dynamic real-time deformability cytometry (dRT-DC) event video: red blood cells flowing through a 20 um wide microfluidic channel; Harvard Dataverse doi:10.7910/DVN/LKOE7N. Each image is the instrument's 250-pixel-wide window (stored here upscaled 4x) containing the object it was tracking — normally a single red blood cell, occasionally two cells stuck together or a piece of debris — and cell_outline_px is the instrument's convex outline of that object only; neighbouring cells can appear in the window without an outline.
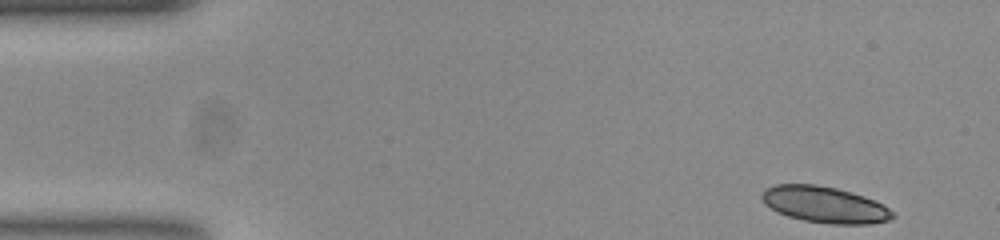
{"species": "common noctule bat (a hibernating species)", "species_latin": "Nyctalus noctula", "temperature_condition": "room temperature", "stored_images_in_passage": 25, "camera_frame_rate_fps": 3000, "um_per_image_px": 0.085, "animal": {"sex": "female", "body_mass_g": 23.0, "forearm_length_mm": 53.4}, "frame": {"image": 1, "passage_image": 1, "time_ms": 0.0, "image_size_px": [1000, 240], "cell_outline_px": [[896, 216], [892, 220], [872, 224], [832, 224], [804, 220], [788, 216], [776, 212], [764, 204], [760, 196], [764, 188], [776, 184], [812, 184], [836, 188], [852, 192], [864, 196], [888, 208]], "centroid_in_image_um": [70.07, 17.4], "position_along_channel_um": 14.9, "area_um2": 27.74}}